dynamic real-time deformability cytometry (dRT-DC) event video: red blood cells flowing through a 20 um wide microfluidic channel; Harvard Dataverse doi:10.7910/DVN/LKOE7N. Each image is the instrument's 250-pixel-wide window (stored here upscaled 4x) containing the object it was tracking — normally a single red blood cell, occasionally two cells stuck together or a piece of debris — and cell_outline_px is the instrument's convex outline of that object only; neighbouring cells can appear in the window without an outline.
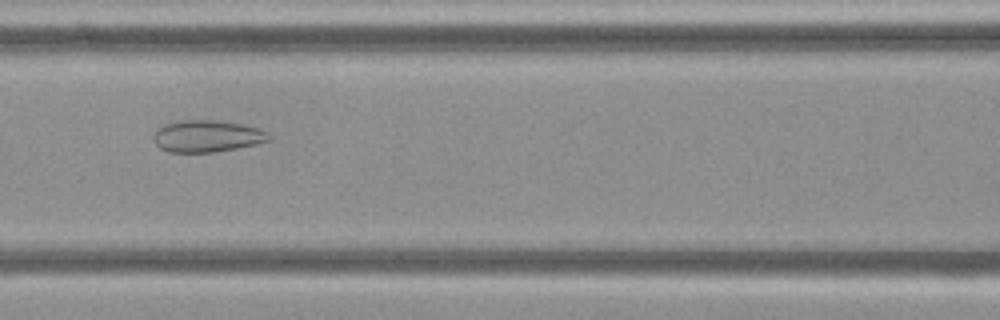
{"species": "Egyptian fruit bat (a non-hibernating species)", "species_latin": "Rousettus aegyptiacus", "temperature_condition": "cold", "stored_images_in_passage": 55, "camera_frame_rate_fps": 3000, "um_per_image_px": 0.085, "frame": {"image": 1, "passage_image": 24, "time_ms": 7.667, "image_size_px": [1000, 320], "cell_outline_px": [[272, 140], [256, 144], [236, 148], [212, 152], [168, 152], [160, 148], [156, 144], [152, 136], [156, 128], [164, 124], [180, 120], [216, 120], [240, 124], [260, 128], [268, 132], [272, 136]], "centroid_in_image_um": [17.6, 11.56], "position_along_channel_um": 149.0, "area_um2": 21.62}}
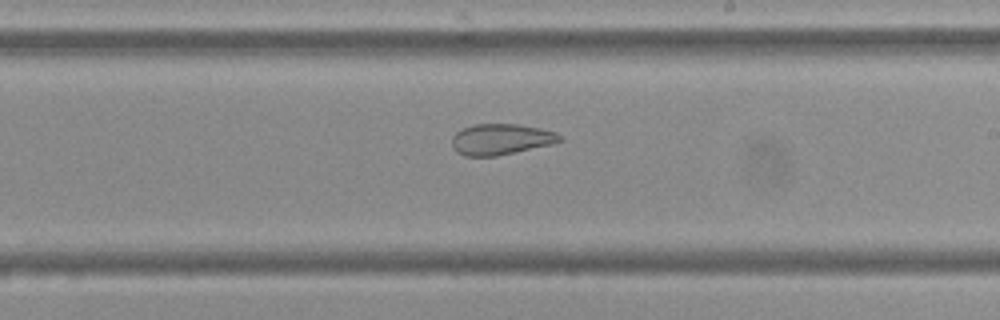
{"frame": {"image": 2, "passage_image": 32, "time_ms": 10.333, "image_size_px": [1000, 320], "cell_outline_px": [[564, 140], [552, 144], [496, 156], [464, 156], [456, 152], [452, 148], [452, 136], [456, 132], [472, 124], [516, 124], [540, 128], [556, 132]], "centroid_in_image_um": [42.55, 11.84], "position_along_channel_um": 246.4, "area_um2": 19.48}}
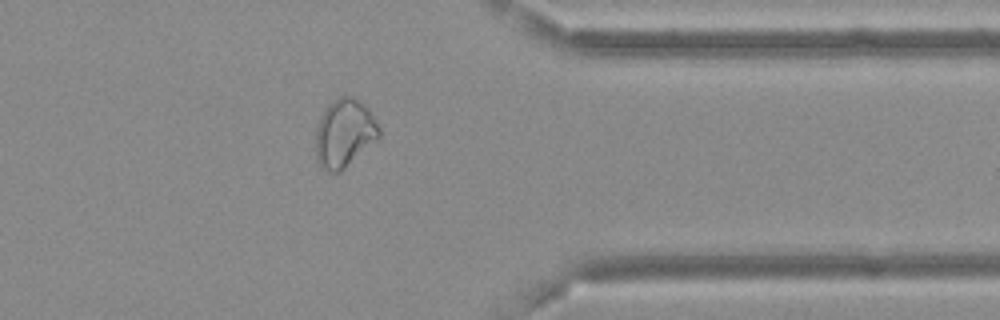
{"frame": {"image": 3, "passage_image": 44, "time_ms": 14.333, "image_size_px": [1000, 320], "cell_outline_px": [[380, 136], [376, 140], [340, 172], [328, 172], [320, 168], [316, 160], [316, 128], [328, 104], [332, 100], [340, 96], [352, 96], [364, 104], [368, 108], [380, 128]], "centroid_in_image_um": [29.26, 11.33], "position_along_channel_um": 382.1, "area_um2": 25.09}, "authors_computed_cell_mechanics": {"area_um2": 26.588, "velocity_mm_per_s": 3.6629, "shape_relaxation_time_tau1_ms": null, "shape_relaxation_time_tau2_ms": 1.5004, "deformation_change_tau1": null, "deformation_change_tau2": 0.0869}}